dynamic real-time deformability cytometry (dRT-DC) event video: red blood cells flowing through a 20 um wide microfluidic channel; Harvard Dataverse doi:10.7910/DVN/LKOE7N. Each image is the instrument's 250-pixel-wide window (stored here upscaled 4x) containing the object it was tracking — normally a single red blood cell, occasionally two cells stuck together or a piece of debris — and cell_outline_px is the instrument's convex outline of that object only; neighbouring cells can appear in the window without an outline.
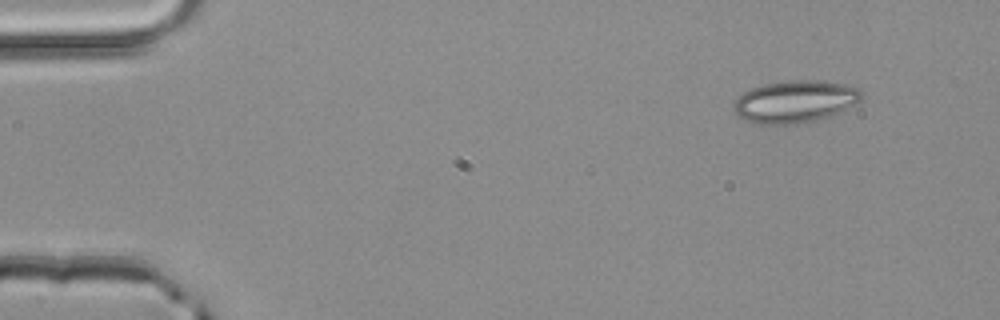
{"species": "common noctule bat (a hibernating species)", "species_latin": "Nyctalus noctula", "temperature_condition": "room temperature", "stored_images_in_passage": 3, "camera_frame_rate_fps": 3000, "um_per_image_px": 0.085, "animal": {"sex": "male", "body_mass_g": 20.4}, "frame": {"image": 1, "passage_image": 1, "time_ms": 0.0, "image_size_px": [1000, 320], "cell_outline_px": [[864, 96], [860, 100], [824, 120], [808, 124], [756, 124], [744, 120], [732, 108], [732, 104], [744, 92], [752, 88], [764, 84], [788, 80], [820, 80], [844, 84], [860, 88], [864, 92]], "centroid_in_image_um": [67.61, 8.65], "position_along_channel_um": 17.4, "area_um2": 31.96}}
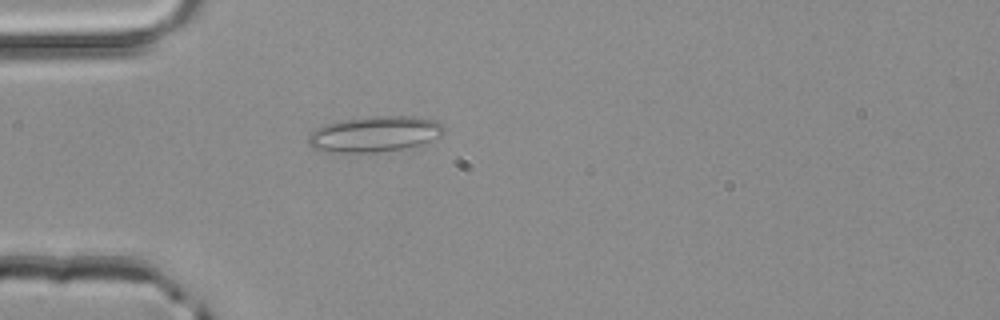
{"frame": {"image": 2, "passage_image": 3, "time_ms": 0.667, "image_size_px": [1000, 320], "cell_outline_px": [[444, 132], [440, 136], [420, 144], [404, 148], [376, 152], [324, 152], [312, 148], [308, 144], [308, 136], [316, 128], [324, 124], [340, 120], [372, 116], [416, 116], [436, 120], [444, 128]], "centroid_in_image_um": [31.8, 11.38], "position_along_channel_um": 53.2, "area_um2": 28.26}}